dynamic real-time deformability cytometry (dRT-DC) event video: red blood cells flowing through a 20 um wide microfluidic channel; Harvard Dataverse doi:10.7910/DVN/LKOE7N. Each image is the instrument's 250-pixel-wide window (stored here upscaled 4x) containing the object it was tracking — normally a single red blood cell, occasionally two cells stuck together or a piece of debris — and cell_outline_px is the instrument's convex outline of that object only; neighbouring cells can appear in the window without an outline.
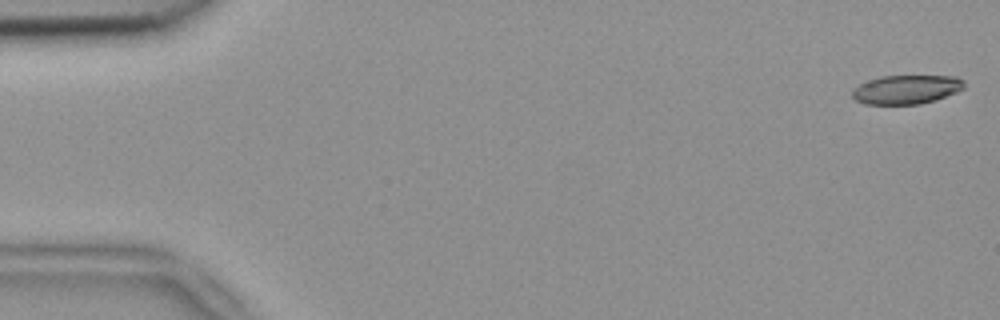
{"species": "common noctule bat (a hibernating species)", "species_latin": "Nyctalus noctula", "temperature_condition": "room temperature", "stored_images_in_passage": 52, "camera_frame_rate_fps": 3000, "um_per_image_px": 0.085, "animal": {"sex": "female", "body_mass_g": 18.4}, "frame": {"image": 1, "passage_image": 1, "time_ms": 0.0, "image_size_px": [1000, 320], "cell_outline_px": [[964, 88], [956, 92], [936, 100], [920, 104], [864, 104], [856, 100], [852, 96], [852, 92], [860, 84], [868, 80], [880, 76], [956, 76], [964, 80]], "centroid_in_image_um": [77.06, 7.6], "position_along_channel_um": 7.9, "area_um2": 18.84}}
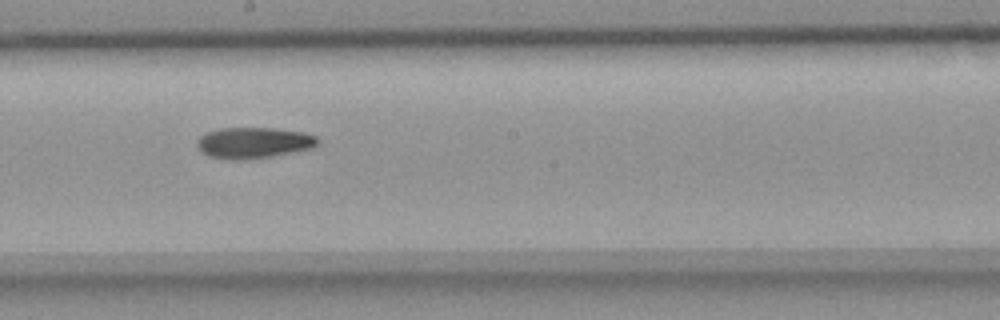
{"frame": {"image": 2, "passage_image": 29, "time_ms": 9.333, "image_size_px": [1000, 320], "cell_outline_px": [[320, 140], [312, 148], [272, 156], [240, 160], [228, 160], [208, 156], [200, 152], [196, 148], [196, 144], [200, 136], [208, 132], [220, 128], [272, 128], [300, 132], [316, 136]], "centroid_in_image_um": [21.5, 12.14], "position_along_channel_um": 226.7, "area_um2": 21.79}}
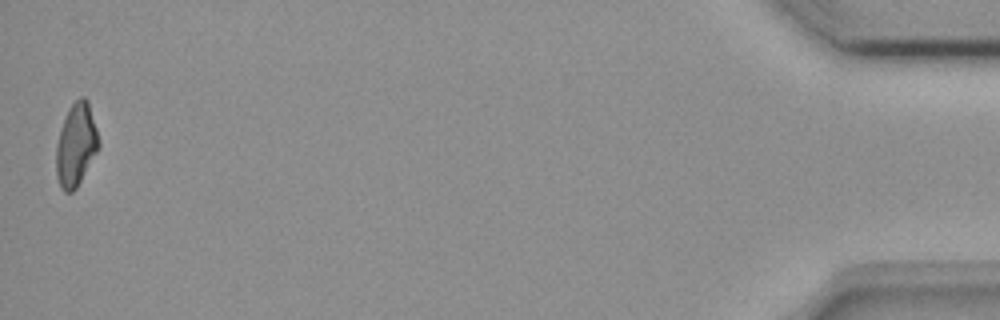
{"frame": {"image": 3, "passage_image": 52, "time_ms": 17.0, "image_size_px": [1000, 320], "cell_outline_px": [[100, 144], [96, 152], [76, 188], [72, 192], [64, 192], [60, 188], [56, 176], [56, 144], [68, 108], [80, 96], [84, 96], [88, 100], [100, 140]], "centroid_in_image_um": [6.46, 12.3], "position_along_channel_um": 428.7, "area_um2": 20.4}, "authors_computed_cell_mechanics": {"area_um2": 20.8369, "velocity_mm_per_s": 3.8494, "shape_relaxation_time_tau1_ms": 9.243, "shape_relaxation_time_tau2_ms": null, "deformation_change_tau1": 0.2086, "deformation_change_tau2": null}}